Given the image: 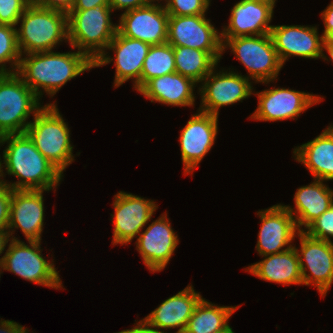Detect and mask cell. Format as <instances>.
I'll use <instances>...</instances> for the list:
<instances>
[{
	"label": "cell",
	"mask_w": 333,
	"mask_h": 333,
	"mask_svg": "<svg viewBox=\"0 0 333 333\" xmlns=\"http://www.w3.org/2000/svg\"><path fill=\"white\" fill-rule=\"evenodd\" d=\"M195 83L191 78L173 72L149 80L138 92L151 102L172 106H193Z\"/></svg>",
	"instance_id": "cell-23"
},
{
	"label": "cell",
	"mask_w": 333,
	"mask_h": 333,
	"mask_svg": "<svg viewBox=\"0 0 333 333\" xmlns=\"http://www.w3.org/2000/svg\"><path fill=\"white\" fill-rule=\"evenodd\" d=\"M218 133V116L198 110L180 132L184 174H190L214 145Z\"/></svg>",
	"instance_id": "cell-16"
},
{
	"label": "cell",
	"mask_w": 333,
	"mask_h": 333,
	"mask_svg": "<svg viewBox=\"0 0 333 333\" xmlns=\"http://www.w3.org/2000/svg\"><path fill=\"white\" fill-rule=\"evenodd\" d=\"M321 18L324 21V32L322 36L324 39L333 38V1L329 6L321 13Z\"/></svg>",
	"instance_id": "cell-37"
},
{
	"label": "cell",
	"mask_w": 333,
	"mask_h": 333,
	"mask_svg": "<svg viewBox=\"0 0 333 333\" xmlns=\"http://www.w3.org/2000/svg\"><path fill=\"white\" fill-rule=\"evenodd\" d=\"M154 2L155 0L143 7L123 12L117 24V31L125 37L143 41L151 46L167 42L169 14L164 5Z\"/></svg>",
	"instance_id": "cell-12"
},
{
	"label": "cell",
	"mask_w": 333,
	"mask_h": 333,
	"mask_svg": "<svg viewBox=\"0 0 333 333\" xmlns=\"http://www.w3.org/2000/svg\"><path fill=\"white\" fill-rule=\"evenodd\" d=\"M167 42L172 46L206 51L218 62L223 53L221 32L205 15L169 16Z\"/></svg>",
	"instance_id": "cell-9"
},
{
	"label": "cell",
	"mask_w": 333,
	"mask_h": 333,
	"mask_svg": "<svg viewBox=\"0 0 333 333\" xmlns=\"http://www.w3.org/2000/svg\"><path fill=\"white\" fill-rule=\"evenodd\" d=\"M5 142L7 147L3 151L4 160L3 163L0 161L1 177H5L2 168L6 167V173L19 180L9 184L3 179L2 183L12 190L50 191L59 186L62 173L37 150L26 132L1 136V146Z\"/></svg>",
	"instance_id": "cell-1"
},
{
	"label": "cell",
	"mask_w": 333,
	"mask_h": 333,
	"mask_svg": "<svg viewBox=\"0 0 333 333\" xmlns=\"http://www.w3.org/2000/svg\"><path fill=\"white\" fill-rule=\"evenodd\" d=\"M222 43L223 52L231 48L255 83L274 81L283 67L270 34L222 39Z\"/></svg>",
	"instance_id": "cell-8"
},
{
	"label": "cell",
	"mask_w": 333,
	"mask_h": 333,
	"mask_svg": "<svg viewBox=\"0 0 333 333\" xmlns=\"http://www.w3.org/2000/svg\"><path fill=\"white\" fill-rule=\"evenodd\" d=\"M176 72L191 78L195 83L203 79L218 65L208 52L185 46H173Z\"/></svg>",
	"instance_id": "cell-28"
},
{
	"label": "cell",
	"mask_w": 333,
	"mask_h": 333,
	"mask_svg": "<svg viewBox=\"0 0 333 333\" xmlns=\"http://www.w3.org/2000/svg\"><path fill=\"white\" fill-rule=\"evenodd\" d=\"M16 27L0 24V73H16L21 53L17 43ZM11 63L13 68H6Z\"/></svg>",
	"instance_id": "cell-30"
},
{
	"label": "cell",
	"mask_w": 333,
	"mask_h": 333,
	"mask_svg": "<svg viewBox=\"0 0 333 333\" xmlns=\"http://www.w3.org/2000/svg\"><path fill=\"white\" fill-rule=\"evenodd\" d=\"M26 129L37 150L62 174L74 161L70 130L54 103L46 104L33 116Z\"/></svg>",
	"instance_id": "cell-4"
},
{
	"label": "cell",
	"mask_w": 333,
	"mask_h": 333,
	"mask_svg": "<svg viewBox=\"0 0 333 333\" xmlns=\"http://www.w3.org/2000/svg\"><path fill=\"white\" fill-rule=\"evenodd\" d=\"M202 298L192 285H188L184 290L163 301L143 320L159 331L179 327L176 333H183Z\"/></svg>",
	"instance_id": "cell-22"
},
{
	"label": "cell",
	"mask_w": 333,
	"mask_h": 333,
	"mask_svg": "<svg viewBox=\"0 0 333 333\" xmlns=\"http://www.w3.org/2000/svg\"><path fill=\"white\" fill-rule=\"evenodd\" d=\"M0 140H1V136H0ZM0 145H1V143H0ZM0 160H1V158H0ZM1 180H2V179H1V173H0V182H1Z\"/></svg>",
	"instance_id": "cell-45"
},
{
	"label": "cell",
	"mask_w": 333,
	"mask_h": 333,
	"mask_svg": "<svg viewBox=\"0 0 333 333\" xmlns=\"http://www.w3.org/2000/svg\"><path fill=\"white\" fill-rule=\"evenodd\" d=\"M326 50L333 62V38L324 39L323 51Z\"/></svg>",
	"instance_id": "cell-42"
},
{
	"label": "cell",
	"mask_w": 333,
	"mask_h": 333,
	"mask_svg": "<svg viewBox=\"0 0 333 333\" xmlns=\"http://www.w3.org/2000/svg\"><path fill=\"white\" fill-rule=\"evenodd\" d=\"M12 189L0 182V229H7L10 218Z\"/></svg>",
	"instance_id": "cell-34"
},
{
	"label": "cell",
	"mask_w": 333,
	"mask_h": 333,
	"mask_svg": "<svg viewBox=\"0 0 333 333\" xmlns=\"http://www.w3.org/2000/svg\"><path fill=\"white\" fill-rule=\"evenodd\" d=\"M153 0H109L110 7L113 11L125 9L124 12L137 9L149 4Z\"/></svg>",
	"instance_id": "cell-36"
},
{
	"label": "cell",
	"mask_w": 333,
	"mask_h": 333,
	"mask_svg": "<svg viewBox=\"0 0 333 333\" xmlns=\"http://www.w3.org/2000/svg\"><path fill=\"white\" fill-rule=\"evenodd\" d=\"M74 1L75 0H32V3L42 8L58 10L68 14L73 8Z\"/></svg>",
	"instance_id": "cell-35"
},
{
	"label": "cell",
	"mask_w": 333,
	"mask_h": 333,
	"mask_svg": "<svg viewBox=\"0 0 333 333\" xmlns=\"http://www.w3.org/2000/svg\"><path fill=\"white\" fill-rule=\"evenodd\" d=\"M113 207L115 211L114 215L111 214L114 225L113 245L128 244L134 237H138L158 208L153 200L124 191L115 195Z\"/></svg>",
	"instance_id": "cell-13"
},
{
	"label": "cell",
	"mask_w": 333,
	"mask_h": 333,
	"mask_svg": "<svg viewBox=\"0 0 333 333\" xmlns=\"http://www.w3.org/2000/svg\"><path fill=\"white\" fill-rule=\"evenodd\" d=\"M18 23L21 25L16 29L17 43L23 56L52 51L63 40L68 41V16L62 11L42 8L31 3Z\"/></svg>",
	"instance_id": "cell-3"
},
{
	"label": "cell",
	"mask_w": 333,
	"mask_h": 333,
	"mask_svg": "<svg viewBox=\"0 0 333 333\" xmlns=\"http://www.w3.org/2000/svg\"><path fill=\"white\" fill-rule=\"evenodd\" d=\"M297 236L301 246L300 251L296 247L295 249L303 285L312 284L317 287L321 297H324L333 283V242L310 237L304 231H299Z\"/></svg>",
	"instance_id": "cell-10"
},
{
	"label": "cell",
	"mask_w": 333,
	"mask_h": 333,
	"mask_svg": "<svg viewBox=\"0 0 333 333\" xmlns=\"http://www.w3.org/2000/svg\"><path fill=\"white\" fill-rule=\"evenodd\" d=\"M324 181L314 179L310 185L297 189L294 195L296 210L283 205L294 217L297 229L303 231L333 204V190L326 186ZM295 214V215H294Z\"/></svg>",
	"instance_id": "cell-24"
},
{
	"label": "cell",
	"mask_w": 333,
	"mask_h": 333,
	"mask_svg": "<svg viewBox=\"0 0 333 333\" xmlns=\"http://www.w3.org/2000/svg\"><path fill=\"white\" fill-rule=\"evenodd\" d=\"M295 160L305 165L314 179L333 180V125L320 135L293 149Z\"/></svg>",
	"instance_id": "cell-25"
},
{
	"label": "cell",
	"mask_w": 333,
	"mask_h": 333,
	"mask_svg": "<svg viewBox=\"0 0 333 333\" xmlns=\"http://www.w3.org/2000/svg\"><path fill=\"white\" fill-rule=\"evenodd\" d=\"M303 231L310 237L331 241L330 237H333V204Z\"/></svg>",
	"instance_id": "cell-33"
},
{
	"label": "cell",
	"mask_w": 333,
	"mask_h": 333,
	"mask_svg": "<svg viewBox=\"0 0 333 333\" xmlns=\"http://www.w3.org/2000/svg\"><path fill=\"white\" fill-rule=\"evenodd\" d=\"M32 0H0V24L15 27Z\"/></svg>",
	"instance_id": "cell-32"
},
{
	"label": "cell",
	"mask_w": 333,
	"mask_h": 333,
	"mask_svg": "<svg viewBox=\"0 0 333 333\" xmlns=\"http://www.w3.org/2000/svg\"><path fill=\"white\" fill-rule=\"evenodd\" d=\"M28 243L29 246L20 240L10 241L8 249L0 258V274L2 270H7L38 285L54 289L62 288L54 261H47L41 254V242L28 241Z\"/></svg>",
	"instance_id": "cell-7"
},
{
	"label": "cell",
	"mask_w": 333,
	"mask_h": 333,
	"mask_svg": "<svg viewBox=\"0 0 333 333\" xmlns=\"http://www.w3.org/2000/svg\"><path fill=\"white\" fill-rule=\"evenodd\" d=\"M262 261L248 266L245 271L261 280L282 285L301 284L302 273L295 246L278 254L265 255Z\"/></svg>",
	"instance_id": "cell-26"
},
{
	"label": "cell",
	"mask_w": 333,
	"mask_h": 333,
	"mask_svg": "<svg viewBox=\"0 0 333 333\" xmlns=\"http://www.w3.org/2000/svg\"><path fill=\"white\" fill-rule=\"evenodd\" d=\"M217 333H234L230 326L226 327L224 330L217 332Z\"/></svg>",
	"instance_id": "cell-43"
},
{
	"label": "cell",
	"mask_w": 333,
	"mask_h": 333,
	"mask_svg": "<svg viewBox=\"0 0 333 333\" xmlns=\"http://www.w3.org/2000/svg\"><path fill=\"white\" fill-rule=\"evenodd\" d=\"M25 326L11 320H0V333H29Z\"/></svg>",
	"instance_id": "cell-38"
},
{
	"label": "cell",
	"mask_w": 333,
	"mask_h": 333,
	"mask_svg": "<svg viewBox=\"0 0 333 333\" xmlns=\"http://www.w3.org/2000/svg\"><path fill=\"white\" fill-rule=\"evenodd\" d=\"M112 11L110 6L71 10L67 16L68 42L72 49L78 48L93 62L105 53L117 32V25L111 22Z\"/></svg>",
	"instance_id": "cell-5"
},
{
	"label": "cell",
	"mask_w": 333,
	"mask_h": 333,
	"mask_svg": "<svg viewBox=\"0 0 333 333\" xmlns=\"http://www.w3.org/2000/svg\"><path fill=\"white\" fill-rule=\"evenodd\" d=\"M151 45L143 41L132 39L121 35L118 31L109 43L106 50L114 51L115 58L103 53L94 62V67H100L114 61L115 79L114 86L119 87L129 79L134 81V89H141V73L143 62L149 52Z\"/></svg>",
	"instance_id": "cell-14"
},
{
	"label": "cell",
	"mask_w": 333,
	"mask_h": 333,
	"mask_svg": "<svg viewBox=\"0 0 333 333\" xmlns=\"http://www.w3.org/2000/svg\"><path fill=\"white\" fill-rule=\"evenodd\" d=\"M38 96L16 73H0V136L24 133L42 108Z\"/></svg>",
	"instance_id": "cell-6"
},
{
	"label": "cell",
	"mask_w": 333,
	"mask_h": 333,
	"mask_svg": "<svg viewBox=\"0 0 333 333\" xmlns=\"http://www.w3.org/2000/svg\"><path fill=\"white\" fill-rule=\"evenodd\" d=\"M215 69L203 79L204 83L199 88L201 106L198 110L218 116L222 106L242 102L251 96L253 86L247 76L234 71L217 73Z\"/></svg>",
	"instance_id": "cell-11"
},
{
	"label": "cell",
	"mask_w": 333,
	"mask_h": 333,
	"mask_svg": "<svg viewBox=\"0 0 333 333\" xmlns=\"http://www.w3.org/2000/svg\"><path fill=\"white\" fill-rule=\"evenodd\" d=\"M318 34L316 26L303 25H273L270 32L282 65L291 56L330 60L323 53L324 37Z\"/></svg>",
	"instance_id": "cell-18"
},
{
	"label": "cell",
	"mask_w": 333,
	"mask_h": 333,
	"mask_svg": "<svg viewBox=\"0 0 333 333\" xmlns=\"http://www.w3.org/2000/svg\"><path fill=\"white\" fill-rule=\"evenodd\" d=\"M91 68L94 62L83 52L45 51L21 55L16 74L40 99L42 92L53 97L68 81Z\"/></svg>",
	"instance_id": "cell-2"
},
{
	"label": "cell",
	"mask_w": 333,
	"mask_h": 333,
	"mask_svg": "<svg viewBox=\"0 0 333 333\" xmlns=\"http://www.w3.org/2000/svg\"><path fill=\"white\" fill-rule=\"evenodd\" d=\"M44 190H12L7 230L13 240L14 228H20L27 241H40L44 226ZM12 230V231H11Z\"/></svg>",
	"instance_id": "cell-20"
},
{
	"label": "cell",
	"mask_w": 333,
	"mask_h": 333,
	"mask_svg": "<svg viewBox=\"0 0 333 333\" xmlns=\"http://www.w3.org/2000/svg\"><path fill=\"white\" fill-rule=\"evenodd\" d=\"M256 95L259 99L258 107L250 119L258 121L296 119V116L298 118L302 112L323 99L314 94L279 87L263 90Z\"/></svg>",
	"instance_id": "cell-15"
},
{
	"label": "cell",
	"mask_w": 333,
	"mask_h": 333,
	"mask_svg": "<svg viewBox=\"0 0 333 333\" xmlns=\"http://www.w3.org/2000/svg\"><path fill=\"white\" fill-rule=\"evenodd\" d=\"M258 1L269 2V3H273L275 5L277 0H258Z\"/></svg>",
	"instance_id": "cell-44"
},
{
	"label": "cell",
	"mask_w": 333,
	"mask_h": 333,
	"mask_svg": "<svg viewBox=\"0 0 333 333\" xmlns=\"http://www.w3.org/2000/svg\"><path fill=\"white\" fill-rule=\"evenodd\" d=\"M99 6H110L109 0H75L72 10H88Z\"/></svg>",
	"instance_id": "cell-39"
},
{
	"label": "cell",
	"mask_w": 333,
	"mask_h": 333,
	"mask_svg": "<svg viewBox=\"0 0 333 333\" xmlns=\"http://www.w3.org/2000/svg\"><path fill=\"white\" fill-rule=\"evenodd\" d=\"M237 306H217L202 298L195 307L183 333H217L229 326Z\"/></svg>",
	"instance_id": "cell-27"
},
{
	"label": "cell",
	"mask_w": 333,
	"mask_h": 333,
	"mask_svg": "<svg viewBox=\"0 0 333 333\" xmlns=\"http://www.w3.org/2000/svg\"><path fill=\"white\" fill-rule=\"evenodd\" d=\"M274 6L258 0L239 1L231 8L229 24L221 31V39L270 34Z\"/></svg>",
	"instance_id": "cell-21"
},
{
	"label": "cell",
	"mask_w": 333,
	"mask_h": 333,
	"mask_svg": "<svg viewBox=\"0 0 333 333\" xmlns=\"http://www.w3.org/2000/svg\"><path fill=\"white\" fill-rule=\"evenodd\" d=\"M257 215L262 223L256 244L260 256L282 253L293 247L290 243L299 230L294 217L283 205L277 204L266 210H259ZM288 244L290 245L287 246ZM285 246L287 248L282 249Z\"/></svg>",
	"instance_id": "cell-19"
},
{
	"label": "cell",
	"mask_w": 333,
	"mask_h": 333,
	"mask_svg": "<svg viewBox=\"0 0 333 333\" xmlns=\"http://www.w3.org/2000/svg\"><path fill=\"white\" fill-rule=\"evenodd\" d=\"M161 1V0H160ZM169 16L205 15L210 0H165Z\"/></svg>",
	"instance_id": "cell-31"
},
{
	"label": "cell",
	"mask_w": 333,
	"mask_h": 333,
	"mask_svg": "<svg viewBox=\"0 0 333 333\" xmlns=\"http://www.w3.org/2000/svg\"><path fill=\"white\" fill-rule=\"evenodd\" d=\"M117 333H164V330L159 331L155 328H152L142 319L136 323L135 327Z\"/></svg>",
	"instance_id": "cell-40"
},
{
	"label": "cell",
	"mask_w": 333,
	"mask_h": 333,
	"mask_svg": "<svg viewBox=\"0 0 333 333\" xmlns=\"http://www.w3.org/2000/svg\"><path fill=\"white\" fill-rule=\"evenodd\" d=\"M7 229H0V255L3 253L7 243L12 240Z\"/></svg>",
	"instance_id": "cell-41"
},
{
	"label": "cell",
	"mask_w": 333,
	"mask_h": 333,
	"mask_svg": "<svg viewBox=\"0 0 333 333\" xmlns=\"http://www.w3.org/2000/svg\"><path fill=\"white\" fill-rule=\"evenodd\" d=\"M176 72L173 46L168 42L152 45L143 62L141 88L152 78Z\"/></svg>",
	"instance_id": "cell-29"
},
{
	"label": "cell",
	"mask_w": 333,
	"mask_h": 333,
	"mask_svg": "<svg viewBox=\"0 0 333 333\" xmlns=\"http://www.w3.org/2000/svg\"><path fill=\"white\" fill-rule=\"evenodd\" d=\"M169 220L167 213H163L139 234L135 242L145 266L153 273L167 266L179 243Z\"/></svg>",
	"instance_id": "cell-17"
}]
</instances>
